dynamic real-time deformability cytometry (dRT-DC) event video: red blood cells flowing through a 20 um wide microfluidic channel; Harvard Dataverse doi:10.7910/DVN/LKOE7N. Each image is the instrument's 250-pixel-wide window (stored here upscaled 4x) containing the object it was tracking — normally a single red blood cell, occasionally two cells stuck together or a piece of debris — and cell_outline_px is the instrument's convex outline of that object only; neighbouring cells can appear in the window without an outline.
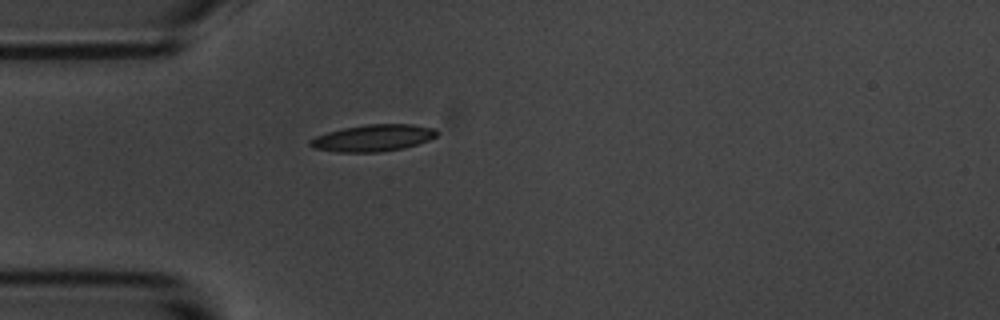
{"species": "common noctule bat (a hibernating species)", "species_latin": "Nyctalus noctula", "temperature_condition": "room temperature", "stored_images_in_passage": 42, "camera_frame_rate_fps": 3000, "um_per_image_px": 0.085, "animal": {"sex": "male", "body_mass_g": 20.1, "forearm_length_mm": 53.5}, "frame": {"image": 1, "passage_image": 1, "time_ms": 0.0, "image_size_px": [1000, 320], "cell_outline_px": [[440, 132], [436, 136], [428, 140], [404, 148], [376, 152], [336, 152], [312, 148], [308, 144], [308, 140], [316, 136], [328, 132], [344, 128], [368, 124], [412, 124], [436, 128]], "centroid_in_image_um": [31.71, 11.72], "position_along_channel_um": 53.3, "area_um2": 19.83}}
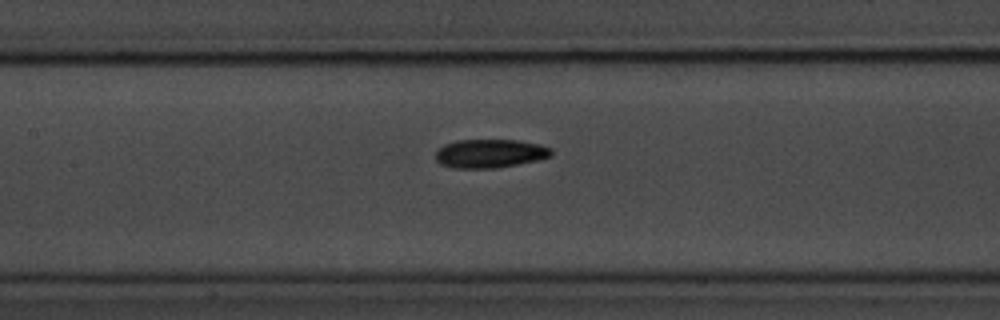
{"frame": {"image": 2, "passage_image": 11, "time_ms": 3.333, "image_size_px": [1000, 320], "cell_outline_px": [[552, 156], [536, 160], [496, 168], [452, 168], [440, 164], [436, 160], [436, 148], [444, 144], [456, 140], [520, 140], [540, 144], [552, 148]], "centroid_in_image_um": [41.62, 13.04], "position_along_channel_um": 165.8, "area_um2": 19.48}}
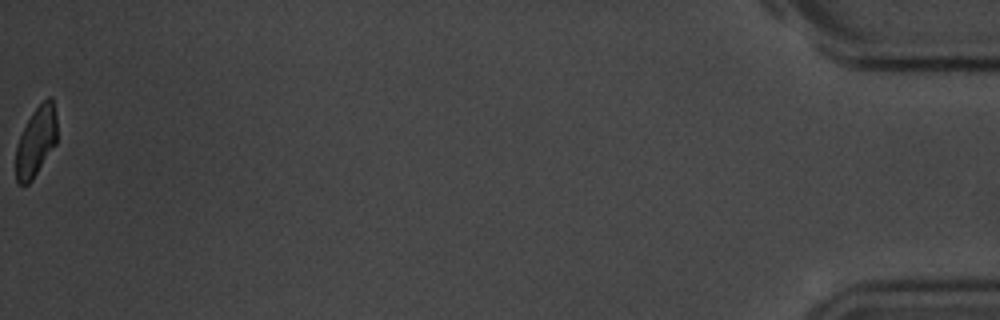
{"frame": {"image": 3, "passage_image": 42, "time_ms": 13.667, "image_size_px": [1000, 320], "cell_outline_px": [[56, 144], [32, 180], [28, 184], [20, 184], [16, 180], [16, 144], [32, 112], [48, 96], [52, 96], [56, 116]], "centroid_in_image_um": [3.07, 12.02], "position_along_channel_um": 432.1, "area_um2": 16.59}, "authors_computed_cell_mechanics": {"area_um2": 18.8139, "velocity_mm_per_s": 3.5501, "shape_relaxation_time_tau1_ms": 3.3083, "shape_relaxation_time_tau2_ms": 6.3492, "deformation_change_tau1": 0.1143, "deformation_change_tau2": 0.1105}}